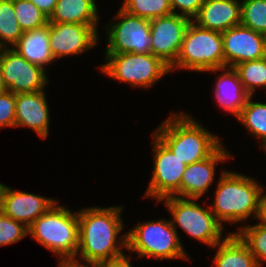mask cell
I'll return each mask as SVG.
<instances>
[{
    "label": "cell",
    "instance_id": "6da1fadb",
    "mask_svg": "<svg viewBox=\"0 0 266 267\" xmlns=\"http://www.w3.org/2000/svg\"><path fill=\"white\" fill-rule=\"evenodd\" d=\"M122 209L121 206L89 207L78 212L77 255L84 263L94 266L125 257L121 249L127 248V234L117 239L124 227Z\"/></svg>",
    "mask_w": 266,
    "mask_h": 267
},
{
    "label": "cell",
    "instance_id": "7a4b0ae2",
    "mask_svg": "<svg viewBox=\"0 0 266 267\" xmlns=\"http://www.w3.org/2000/svg\"><path fill=\"white\" fill-rule=\"evenodd\" d=\"M264 188L249 176L222 171L210 210L222 226L223 222L245 221L251 215L258 220Z\"/></svg>",
    "mask_w": 266,
    "mask_h": 267
},
{
    "label": "cell",
    "instance_id": "3957f363",
    "mask_svg": "<svg viewBox=\"0 0 266 267\" xmlns=\"http://www.w3.org/2000/svg\"><path fill=\"white\" fill-rule=\"evenodd\" d=\"M186 113L172 114L155 134L182 162L189 164L208 158L220 145V138Z\"/></svg>",
    "mask_w": 266,
    "mask_h": 267
},
{
    "label": "cell",
    "instance_id": "277c9868",
    "mask_svg": "<svg viewBox=\"0 0 266 267\" xmlns=\"http://www.w3.org/2000/svg\"><path fill=\"white\" fill-rule=\"evenodd\" d=\"M57 203L28 227V234L60 259L77 258L78 212Z\"/></svg>",
    "mask_w": 266,
    "mask_h": 267
},
{
    "label": "cell",
    "instance_id": "5b68a950",
    "mask_svg": "<svg viewBox=\"0 0 266 267\" xmlns=\"http://www.w3.org/2000/svg\"><path fill=\"white\" fill-rule=\"evenodd\" d=\"M217 72L224 68L223 39L220 32L188 25L175 64L170 70Z\"/></svg>",
    "mask_w": 266,
    "mask_h": 267
},
{
    "label": "cell",
    "instance_id": "8992f818",
    "mask_svg": "<svg viewBox=\"0 0 266 267\" xmlns=\"http://www.w3.org/2000/svg\"><path fill=\"white\" fill-rule=\"evenodd\" d=\"M126 234V249L131 253H139V258L148 256L157 260L190 259L170 219L139 223Z\"/></svg>",
    "mask_w": 266,
    "mask_h": 267
},
{
    "label": "cell",
    "instance_id": "52a82bcc",
    "mask_svg": "<svg viewBox=\"0 0 266 267\" xmlns=\"http://www.w3.org/2000/svg\"><path fill=\"white\" fill-rule=\"evenodd\" d=\"M101 72L117 81L132 87L149 88L162 76L169 73L170 67L151 53H105Z\"/></svg>",
    "mask_w": 266,
    "mask_h": 267
},
{
    "label": "cell",
    "instance_id": "ba28073f",
    "mask_svg": "<svg viewBox=\"0 0 266 267\" xmlns=\"http://www.w3.org/2000/svg\"><path fill=\"white\" fill-rule=\"evenodd\" d=\"M164 200L173 216L174 228L179 226L186 234L212 248L222 241L224 226L217 221L210 207L202 208L194 198L168 196L160 201Z\"/></svg>",
    "mask_w": 266,
    "mask_h": 267
},
{
    "label": "cell",
    "instance_id": "9c48e42d",
    "mask_svg": "<svg viewBox=\"0 0 266 267\" xmlns=\"http://www.w3.org/2000/svg\"><path fill=\"white\" fill-rule=\"evenodd\" d=\"M153 138L154 169L144 197H155L159 203L168 196L180 197V182L187 165L155 134Z\"/></svg>",
    "mask_w": 266,
    "mask_h": 267
},
{
    "label": "cell",
    "instance_id": "30bf717a",
    "mask_svg": "<svg viewBox=\"0 0 266 267\" xmlns=\"http://www.w3.org/2000/svg\"><path fill=\"white\" fill-rule=\"evenodd\" d=\"M115 18L117 22L110 23V27L107 25L105 53H151L150 20L131 15L121 8Z\"/></svg>",
    "mask_w": 266,
    "mask_h": 267
},
{
    "label": "cell",
    "instance_id": "8fae6325",
    "mask_svg": "<svg viewBox=\"0 0 266 267\" xmlns=\"http://www.w3.org/2000/svg\"><path fill=\"white\" fill-rule=\"evenodd\" d=\"M3 85L14 94L42 91L48 83L45 69L28 62L14 49L0 48Z\"/></svg>",
    "mask_w": 266,
    "mask_h": 267
},
{
    "label": "cell",
    "instance_id": "7c38bea8",
    "mask_svg": "<svg viewBox=\"0 0 266 267\" xmlns=\"http://www.w3.org/2000/svg\"><path fill=\"white\" fill-rule=\"evenodd\" d=\"M192 20L170 14L150 20L151 54L170 68L175 64L188 25Z\"/></svg>",
    "mask_w": 266,
    "mask_h": 267
},
{
    "label": "cell",
    "instance_id": "4fadbf2b",
    "mask_svg": "<svg viewBox=\"0 0 266 267\" xmlns=\"http://www.w3.org/2000/svg\"><path fill=\"white\" fill-rule=\"evenodd\" d=\"M98 42L97 28L77 23H49V45L55 59L78 55Z\"/></svg>",
    "mask_w": 266,
    "mask_h": 267
},
{
    "label": "cell",
    "instance_id": "5bb4252c",
    "mask_svg": "<svg viewBox=\"0 0 266 267\" xmlns=\"http://www.w3.org/2000/svg\"><path fill=\"white\" fill-rule=\"evenodd\" d=\"M223 39L224 67L266 57L263 36L248 27L237 25L221 33Z\"/></svg>",
    "mask_w": 266,
    "mask_h": 267
},
{
    "label": "cell",
    "instance_id": "9a60e30c",
    "mask_svg": "<svg viewBox=\"0 0 266 267\" xmlns=\"http://www.w3.org/2000/svg\"><path fill=\"white\" fill-rule=\"evenodd\" d=\"M57 201L0 184V212L29 227Z\"/></svg>",
    "mask_w": 266,
    "mask_h": 267
},
{
    "label": "cell",
    "instance_id": "2e32d148",
    "mask_svg": "<svg viewBox=\"0 0 266 267\" xmlns=\"http://www.w3.org/2000/svg\"><path fill=\"white\" fill-rule=\"evenodd\" d=\"M228 158H231V155L221 144L208 158L186 166L180 182V197H202L214 180L216 164Z\"/></svg>",
    "mask_w": 266,
    "mask_h": 267
},
{
    "label": "cell",
    "instance_id": "e0dca14e",
    "mask_svg": "<svg viewBox=\"0 0 266 267\" xmlns=\"http://www.w3.org/2000/svg\"><path fill=\"white\" fill-rule=\"evenodd\" d=\"M44 90L16 94L15 127L31 128L41 138L49 134V108Z\"/></svg>",
    "mask_w": 266,
    "mask_h": 267
},
{
    "label": "cell",
    "instance_id": "ac0fdd59",
    "mask_svg": "<svg viewBox=\"0 0 266 267\" xmlns=\"http://www.w3.org/2000/svg\"><path fill=\"white\" fill-rule=\"evenodd\" d=\"M199 27L224 32L241 23L239 0H204L198 15L192 20Z\"/></svg>",
    "mask_w": 266,
    "mask_h": 267
},
{
    "label": "cell",
    "instance_id": "d6986e66",
    "mask_svg": "<svg viewBox=\"0 0 266 267\" xmlns=\"http://www.w3.org/2000/svg\"><path fill=\"white\" fill-rule=\"evenodd\" d=\"M13 47L28 62L43 69L55 60L49 45V23L38 29L24 31Z\"/></svg>",
    "mask_w": 266,
    "mask_h": 267
},
{
    "label": "cell",
    "instance_id": "ffe728a7",
    "mask_svg": "<svg viewBox=\"0 0 266 267\" xmlns=\"http://www.w3.org/2000/svg\"><path fill=\"white\" fill-rule=\"evenodd\" d=\"M227 69V67L222 68L221 71L225 72L216 80L215 98L224 110L237 118L250 95L245 91L234 68Z\"/></svg>",
    "mask_w": 266,
    "mask_h": 267
},
{
    "label": "cell",
    "instance_id": "44dd1931",
    "mask_svg": "<svg viewBox=\"0 0 266 267\" xmlns=\"http://www.w3.org/2000/svg\"><path fill=\"white\" fill-rule=\"evenodd\" d=\"M97 12L95 0H57L49 23H77L98 27Z\"/></svg>",
    "mask_w": 266,
    "mask_h": 267
},
{
    "label": "cell",
    "instance_id": "7402d4cb",
    "mask_svg": "<svg viewBox=\"0 0 266 267\" xmlns=\"http://www.w3.org/2000/svg\"><path fill=\"white\" fill-rule=\"evenodd\" d=\"M215 247H218L213 259L215 267H259L255 256L236 233L229 232Z\"/></svg>",
    "mask_w": 266,
    "mask_h": 267
},
{
    "label": "cell",
    "instance_id": "603a6c76",
    "mask_svg": "<svg viewBox=\"0 0 266 267\" xmlns=\"http://www.w3.org/2000/svg\"><path fill=\"white\" fill-rule=\"evenodd\" d=\"M251 98L252 96L248 97L237 118L263 146L266 143V103L252 102Z\"/></svg>",
    "mask_w": 266,
    "mask_h": 267
},
{
    "label": "cell",
    "instance_id": "cb8c5ba5",
    "mask_svg": "<svg viewBox=\"0 0 266 267\" xmlns=\"http://www.w3.org/2000/svg\"><path fill=\"white\" fill-rule=\"evenodd\" d=\"M237 72L245 91L253 96L257 87H266V57L245 61L233 67Z\"/></svg>",
    "mask_w": 266,
    "mask_h": 267
},
{
    "label": "cell",
    "instance_id": "d4e9b609",
    "mask_svg": "<svg viewBox=\"0 0 266 267\" xmlns=\"http://www.w3.org/2000/svg\"><path fill=\"white\" fill-rule=\"evenodd\" d=\"M22 35L23 30L15 17L13 0H0V48L13 46Z\"/></svg>",
    "mask_w": 266,
    "mask_h": 267
},
{
    "label": "cell",
    "instance_id": "484cf974",
    "mask_svg": "<svg viewBox=\"0 0 266 267\" xmlns=\"http://www.w3.org/2000/svg\"><path fill=\"white\" fill-rule=\"evenodd\" d=\"M121 9L148 20L173 13L170 0H124Z\"/></svg>",
    "mask_w": 266,
    "mask_h": 267
},
{
    "label": "cell",
    "instance_id": "4316f807",
    "mask_svg": "<svg viewBox=\"0 0 266 267\" xmlns=\"http://www.w3.org/2000/svg\"><path fill=\"white\" fill-rule=\"evenodd\" d=\"M13 6L23 32L44 27L49 23V17L29 0H13Z\"/></svg>",
    "mask_w": 266,
    "mask_h": 267
},
{
    "label": "cell",
    "instance_id": "83f0119b",
    "mask_svg": "<svg viewBox=\"0 0 266 267\" xmlns=\"http://www.w3.org/2000/svg\"><path fill=\"white\" fill-rule=\"evenodd\" d=\"M239 229L236 234L248 246L260 267L262 261L266 262V225L260 222L252 226L243 225Z\"/></svg>",
    "mask_w": 266,
    "mask_h": 267
},
{
    "label": "cell",
    "instance_id": "f1b7e54d",
    "mask_svg": "<svg viewBox=\"0 0 266 267\" xmlns=\"http://www.w3.org/2000/svg\"><path fill=\"white\" fill-rule=\"evenodd\" d=\"M240 24L263 34L266 31V0H243Z\"/></svg>",
    "mask_w": 266,
    "mask_h": 267
},
{
    "label": "cell",
    "instance_id": "f546056e",
    "mask_svg": "<svg viewBox=\"0 0 266 267\" xmlns=\"http://www.w3.org/2000/svg\"><path fill=\"white\" fill-rule=\"evenodd\" d=\"M28 235V227L0 212V247L14 244Z\"/></svg>",
    "mask_w": 266,
    "mask_h": 267
},
{
    "label": "cell",
    "instance_id": "4dcf8cb0",
    "mask_svg": "<svg viewBox=\"0 0 266 267\" xmlns=\"http://www.w3.org/2000/svg\"><path fill=\"white\" fill-rule=\"evenodd\" d=\"M16 94L4 91L0 94V128L15 127Z\"/></svg>",
    "mask_w": 266,
    "mask_h": 267
},
{
    "label": "cell",
    "instance_id": "1f68e13d",
    "mask_svg": "<svg viewBox=\"0 0 266 267\" xmlns=\"http://www.w3.org/2000/svg\"><path fill=\"white\" fill-rule=\"evenodd\" d=\"M204 0H170L172 12L193 20L199 13ZM180 10V13H177Z\"/></svg>",
    "mask_w": 266,
    "mask_h": 267
},
{
    "label": "cell",
    "instance_id": "d6a6232c",
    "mask_svg": "<svg viewBox=\"0 0 266 267\" xmlns=\"http://www.w3.org/2000/svg\"><path fill=\"white\" fill-rule=\"evenodd\" d=\"M48 17L53 13L57 0H29Z\"/></svg>",
    "mask_w": 266,
    "mask_h": 267
},
{
    "label": "cell",
    "instance_id": "836d02e7",
    "mask_svg": "<svg viewBox=\"0 0 266 267\" xmlns=\"http://www.w3.org/2000/svg\"><path fill=\"white\" fill-rule=\"evenodd\" d=\"M131 257H123L121 259L115 260V261H108V262H101L98 263L96 265H94L93 267H132L131 263H130V259Z\"/></svg>",
    "mask_w": 266,
    "mask_h": 267
},
{
    "label": "cell",
    "instance_id": "e575fe53",
    "mask_svg": "<svg viewBox=\"0 0 266 267\" xmlns=\"http://www.w3.org/2000/svg\"><path fill=\"white\" fill-rule=\"evenodd\" d=\"M59 266L58 267H93L92 265L89 266V264L85 265V263H80L77 258H64V259H58ZM79 261V262H78Z\"/></svg>",
    "mask_w": 266,
    "mask_h": 267
},
{
    "label": "cell",
    "instance_id": "d590c367",
    "mask_svg": "<svg viewBox=\"0 0 266 267\" xmlns=\"http://www.w3.org/2000/svg\"><path fill=\"white\" fill-rule=\"evenodd\" d=\"M264 191L261 195V207H260V217L259 222H262L264 225H266V193L264 194Z\"/></svg>",
    "mask_w": 266,
    "mask_h": 267
},
{
    "label": "cell",
    "instance_id": "8d00e7d4",
    "mask_svg": "<svg viewBox=\"0 0 266 267\" xmlns=\"http://www.w3.org/2000/svg\"><path fill=\"white\" fill-rule=\"evenodd\" d=\"M7 89L5 88V86L3 85V79H2V71L0 68V94L3 93L4 91H6Z\"/></svg>",
    "mask_w": 266,
    "mask_h": 267
},
{
    "label": "cell",
    "instance_id": "74e56055",
    "mask_svg": "<svg viewBox=\"0 0 266 267\" xmlns=\"http://www.w3.org/2000/svg\"><path fill=\"white\" fill-rule=\"evenodd\" d=\"M262 36H263L264 48L266 51V31L262 34Z\"/></svg>",
    "mask_w": 266,
    "mask_h": 267
},
{
    "label": "cell",
    "instance_id": "f35d334b",
    "mask_svg": "<svg viewBox=\"0 0 266 267\" xmlns=\"http://www.w3.org/2000/svg\"><path fill=\"white\" fill-rule=\"evenodd\" d=\"M263 149H264V151L266 152V143L263 145V146H261Z\"/></svg>",
    "mask_w": 266,
    "mask_h": 267
}]
</instances>
